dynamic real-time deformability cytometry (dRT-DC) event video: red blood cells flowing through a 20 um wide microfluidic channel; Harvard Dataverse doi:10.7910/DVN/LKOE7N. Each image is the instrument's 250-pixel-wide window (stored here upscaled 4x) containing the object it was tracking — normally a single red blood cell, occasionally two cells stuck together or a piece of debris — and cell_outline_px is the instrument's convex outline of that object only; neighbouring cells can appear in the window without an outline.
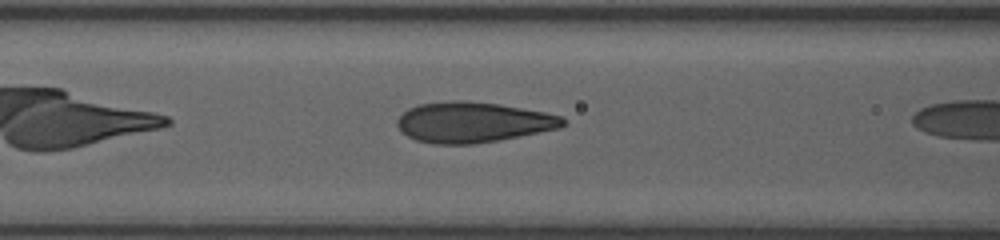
{"species": "human", "species_latin": "Homo sapiens", "temperature_condition": "room temperature", "stored_images_in_passage": 13, "camera_frame_rate_fps": 3000, "um_per_image_px": 0.085, "donor": {"sex": "female"}, "frame": {"image": 1, "passage_image": 12, "time_ms": 2.0, "image_size_px": [1000, 240], "cell_outline_px": [[564, 124], [560, 128], [496, 140], [472, 144], [432, 144], [416, 140], [408, 136], [396, 124], [396, 120], [408, 108], [416, 104], [452, 100], [460, 100], [500, 104], [544, 112], [560, 116], [564, 120]], "centroid_in_image_um": [40.15, 10.38], "position_along_channel_um": 126.5, "area_um2": 38.78}}